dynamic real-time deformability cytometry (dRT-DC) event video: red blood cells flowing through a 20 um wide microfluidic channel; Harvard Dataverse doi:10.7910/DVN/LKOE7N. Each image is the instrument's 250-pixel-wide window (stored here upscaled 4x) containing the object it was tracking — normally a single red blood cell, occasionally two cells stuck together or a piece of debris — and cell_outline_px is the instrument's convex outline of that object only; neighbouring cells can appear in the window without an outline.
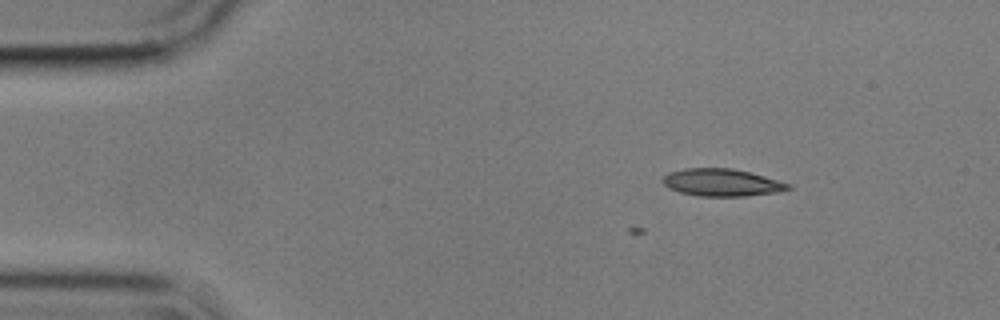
{"species": "common noctule bat (a hibernating species)", "species_latin": "Nyctalus noctula", "temperature_condition": "cold", "stored_images_in_passage": 12, "camera_frame_rate_fps": 3000, "um_per_image_px": 0.085, "animal": {"sex": "male", "body_mass_g": 17.9}, "frame": {"image": 1, "passage_image": 12, "time_ms": 3.667, "image_size_px": [1000, 320], "cell_outline_px": [[792, 188], [780, 192], [744, 196], [696, 196], [680, 192], [668, 188], [660, 180], [668, 172], [684, 168], [732, 168], [764, 176], [792, 184]], "centroid_in_image_um": [61.34, 15.51], "position_along_channel_um": 23.7, "area_um2": 20.17}}